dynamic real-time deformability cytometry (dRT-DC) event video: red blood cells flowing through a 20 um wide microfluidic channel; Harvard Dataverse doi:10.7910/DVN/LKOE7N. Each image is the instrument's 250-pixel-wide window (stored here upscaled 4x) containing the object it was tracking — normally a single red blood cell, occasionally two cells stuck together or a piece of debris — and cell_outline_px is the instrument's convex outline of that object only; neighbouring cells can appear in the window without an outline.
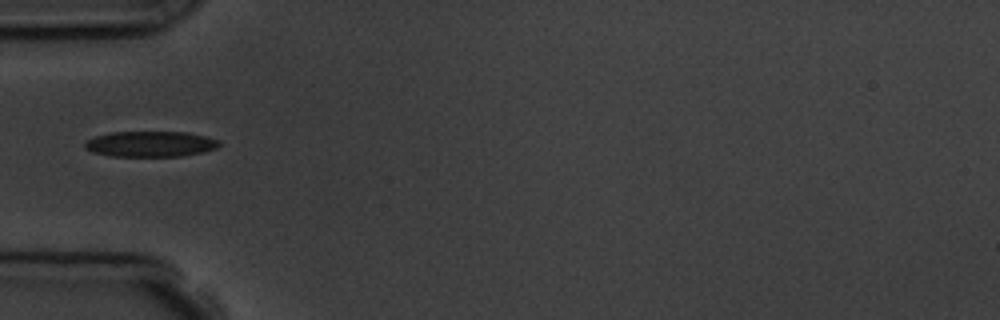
{"species": "common noctule bat (a hibernating species)", "species_latin": "Nyctalus noctula", "temperature_condition": "room temperature", "stored_images_in_passage": 5, "camera_frame_rate_fps": 3000, "um_per_image_px": 0.085, "animal": {"sex": "male", "body_mass_g": 19.5, "forearm_length_mm": 54.6}, "frame": {"image": 1, "passage_image": 5, "time_ms": 5.333, "image_size_px": [1000, 320], "cell_outline_px": [[220, 144], [216, 148], [204, 152], [180, 156], [112, 156], [92, 152], [84, 148], [84, 144], [88, 140], [96, 136], [112, 132], [188, 132], [220, 140]], "centroid_in_image_um": [12.8, 12.24], "position_along_channel_um": 72.2, "area_um2": 20.0}}